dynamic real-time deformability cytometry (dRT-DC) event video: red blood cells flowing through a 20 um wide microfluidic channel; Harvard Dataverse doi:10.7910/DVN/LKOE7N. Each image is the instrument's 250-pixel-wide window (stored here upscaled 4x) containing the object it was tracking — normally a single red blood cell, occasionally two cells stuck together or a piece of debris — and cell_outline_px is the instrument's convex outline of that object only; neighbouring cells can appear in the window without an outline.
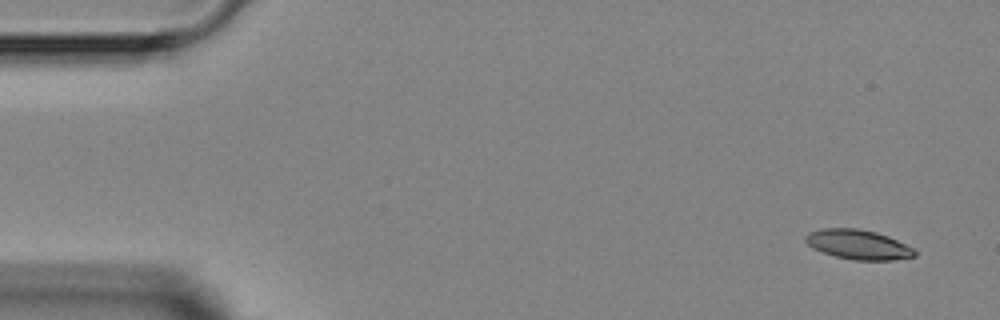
{"species": "Egyptian fruit bat (a non-hibernating species)", "species_latin": "Rousettus aegyptiacus", "temperature_condition": "room temperature", "stored_images_in_passage": 5, "camera_frame_rate_fps": 3000, "um_per_image_px": 0.085, "animal": {"sex": "female"}, "frame": {"image": 1, "passage_image": 1, "time_ms": 0.0, "image_size_px": [1000, 320], "cell_outline_px": [[916, 256], [896, 260], [852, 260], [836, 256], [812, 248], [804, 240], [804, 236], [808, 232], [820, 228], [856, 228], [876, 232], [888, 236], [912, 248], [916, 252]], "centroid_in_image_um": [72.91, 20.78], "position_along_channel_um": 12.1, "area_um2": 18.84}}
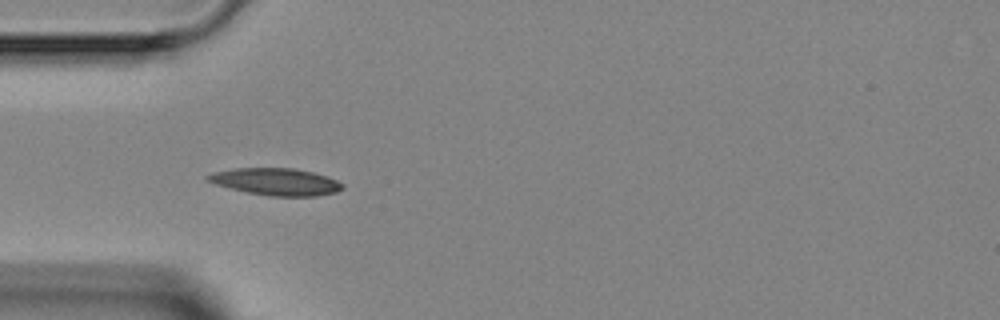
{"frame": {"image": 2, "passage_image": 4, "time_ms": 4.0, "image_size_px": [1000, 320], "cell_outline_px": [[344, 188], [336, 192], [316, 196], [268, 196], [248, 192], [216, 184], [204, 180], [204, 176], [212, 172], [236, 168], [292, 168], [312, 172], [328, 176], [344, 184]], "centroid_in_image_um": [23.45, 15.44], "position_along_channel_um": 61.5, "area_um2": 21.27}}
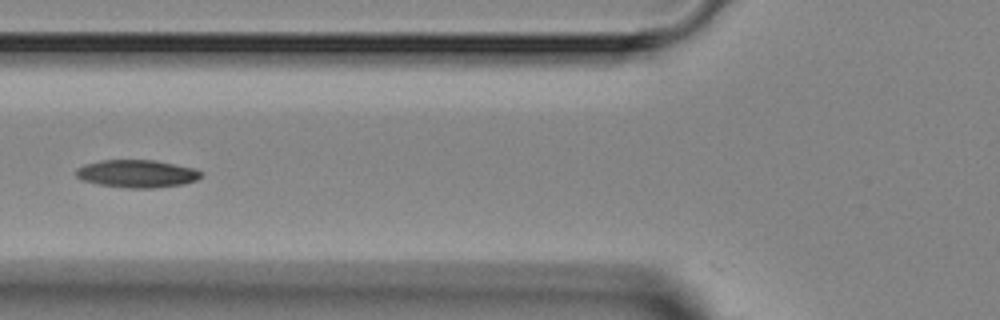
{"frame": {"image": 3, "passage_image": 5, "time_ms": 5.333, "image_size_px": [1000, 320], "cell_outline_px": [[200, 176], [196, 180], [184, 184], [152, 188], [128, 188], [100, 184], [84, 180], [76, 176], [76, 168], [84, 164], [100, 160], [156, 160], [192, 168], [200, 172]], "centroid_in_image_um": [11.61, 14.75], "position_along_channel_um": 114.2, "area_um2": 19.94}}